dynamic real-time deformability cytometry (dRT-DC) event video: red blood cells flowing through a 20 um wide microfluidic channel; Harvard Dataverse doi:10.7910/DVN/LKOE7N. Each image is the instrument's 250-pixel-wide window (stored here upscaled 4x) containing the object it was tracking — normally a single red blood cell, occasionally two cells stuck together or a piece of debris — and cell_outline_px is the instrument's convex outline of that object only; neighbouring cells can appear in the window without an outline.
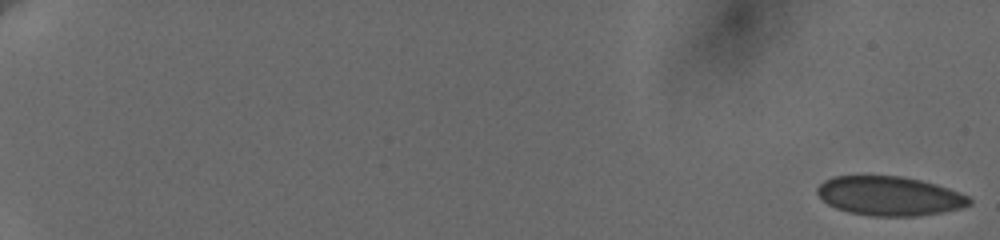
{"species": "human", "species_latin": "Homo sapiens", "temperature_condition": "cold", "stored_images_in_passage": 28, "camera_frame_rate_fps": 3000, "um_per_image_px": 0.085, "donor": {"sex": "female"}, "frame": {"image": 1, "passage_image": 1, "time_ms": 0.0, "image_size_px": [1000, 240], "cell_outline_px": [[972, 204], [960, 208], [940, 212], [916, 216], [872, 216], [848, 212], [836, 208], [828, 204], [816, 192], [816, 188], [824, 180], [832, 176], [900, 176], [920, 180], [936, 184], [960, 192], [968, 196], [972, 200]], "centroid_in_image_um": [75.6, 16.65], "position_along_channel_um": 9.4, "area_um2": 34.68}}
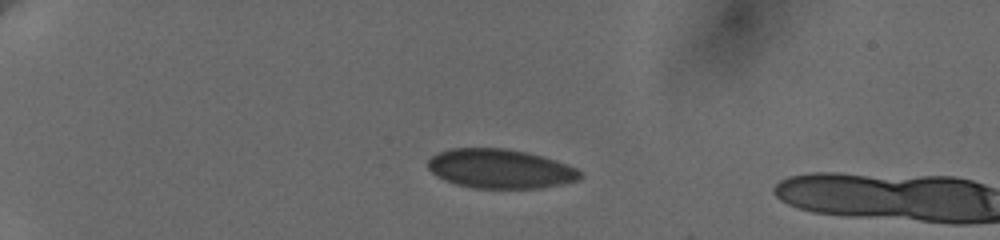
{"frame": {"image": 2, "passage_image": 25, "time_ms": 5.333, "image_size_px": [1000, 240], "cell_outline_px": [[584, 176], [580, 180], [564, 184], [540, 188], [472, 188], [456, 184], [436, 176], [428, 168], [428, 160], [432, 156], [440, 152], [452, 148], [504, 148], [528, 152], [544, 156], [556, 160], [576, 168]], "centroid_in_image_um": [42.56, 14.35], "position_along_channel_um": 42.4, "area_um2": 35.03}}